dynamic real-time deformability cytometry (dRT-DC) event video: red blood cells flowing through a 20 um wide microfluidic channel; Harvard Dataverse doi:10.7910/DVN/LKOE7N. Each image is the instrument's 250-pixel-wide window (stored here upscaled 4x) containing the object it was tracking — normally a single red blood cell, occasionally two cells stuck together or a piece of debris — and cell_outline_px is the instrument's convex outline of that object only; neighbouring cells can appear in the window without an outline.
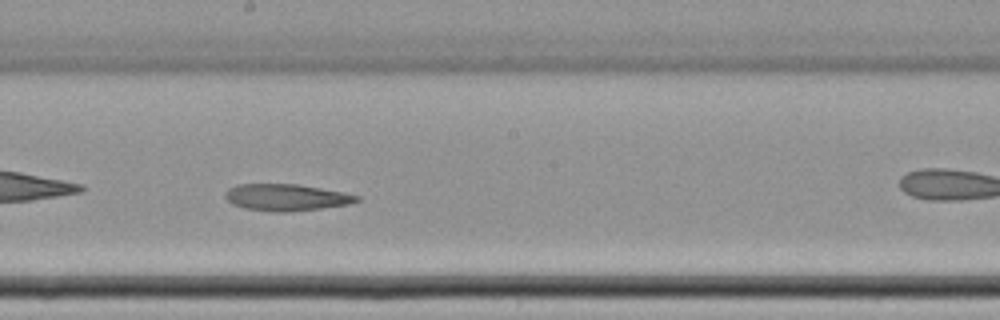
{"species": "common noctule bat (a hibernating species)", "species_latin": "Nyctalus noctula", "temperature_condition": "cold", "stored_images_in_passage": 37, "camera_frame_rate_fps": 3000, "um_per_image_px": 0.085, "animal": {"sex": "female", "body_mass_g": 22.7, "forearm_length_mm": 54.2}, "frame": {"image": 1, "passage_image": 16, "time_ms": 5.0, "image_size_px": [1000, 320], "cell_outline_px": [[360, 200], [348, 204], [320, 208], [284, 212], [272, 212], [244, 208], [232, 204], [224, 196], [228, 188], [236, 184], [296, 184], [344, 192], [360, 196]], "centroid_in_image_um": [24.3, 16.77], "position_along_channel_um": 223.9, "area_um2": 20.4}}